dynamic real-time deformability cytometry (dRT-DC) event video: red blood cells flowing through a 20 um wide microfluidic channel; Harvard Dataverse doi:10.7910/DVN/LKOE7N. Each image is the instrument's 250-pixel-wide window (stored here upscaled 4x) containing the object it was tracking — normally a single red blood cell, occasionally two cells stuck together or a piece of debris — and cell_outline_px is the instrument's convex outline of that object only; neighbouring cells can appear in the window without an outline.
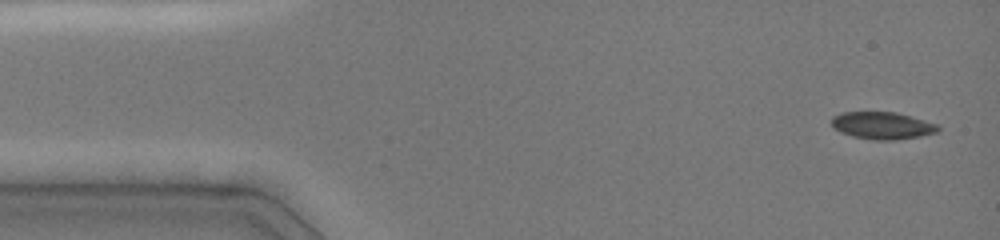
{"species": "common noctule bat (a hibernating species)", "species_latin": "Nyctalus noctula", "temperature_condition": "cold", "stored_images_in_passage": 6, "camera_frame_rate_fps": 3000, "um_per_image_px": 0.085, "animal": {"sex": "female", "body_mass_g": 19.0, "forearm_length_mm": 51.5}, "frame": {"image": 1, "passage_image": 1, "time_ms": 0.0, "image_size_px": [1000, 240], "cell_outline_px": [[940, 128], [936, 132], [920, 136], [892, 140], [876, 140], [852, 136], [840, 132], [832, 124], [832, 116], [840, 112], [896, 112], [940, 124]], "centroid_in_image_um": [75.01, 10.66], "position_along_channel_um": 10.0, "area_um2": 16.88}}
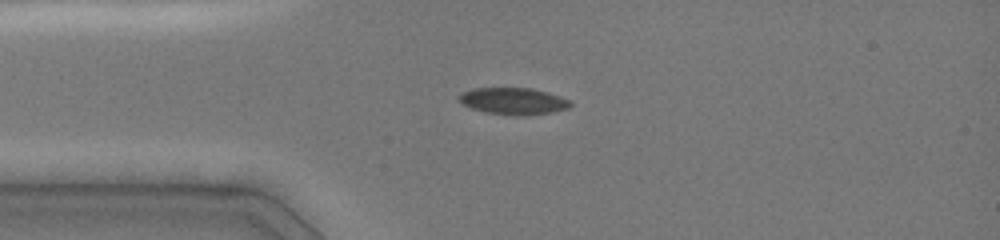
{"frame": {"image": 2, "passage_image": 5, "time_ms": 3.0, "image_size_px": [1000, 240], "cell_outline_px": [[572, 104], [568, 108], [552, 112], [528, 116], [512, 116], [484, 112], [472, 108], [464, 104], [460, 100], [460, 92], [472, 88], [532, 88], [548, 92], [572, 100]], "centroid_in_image_um": [43.67, 8.6], "position_along_channel_um": 41.3, "area_um2": 17.63}}